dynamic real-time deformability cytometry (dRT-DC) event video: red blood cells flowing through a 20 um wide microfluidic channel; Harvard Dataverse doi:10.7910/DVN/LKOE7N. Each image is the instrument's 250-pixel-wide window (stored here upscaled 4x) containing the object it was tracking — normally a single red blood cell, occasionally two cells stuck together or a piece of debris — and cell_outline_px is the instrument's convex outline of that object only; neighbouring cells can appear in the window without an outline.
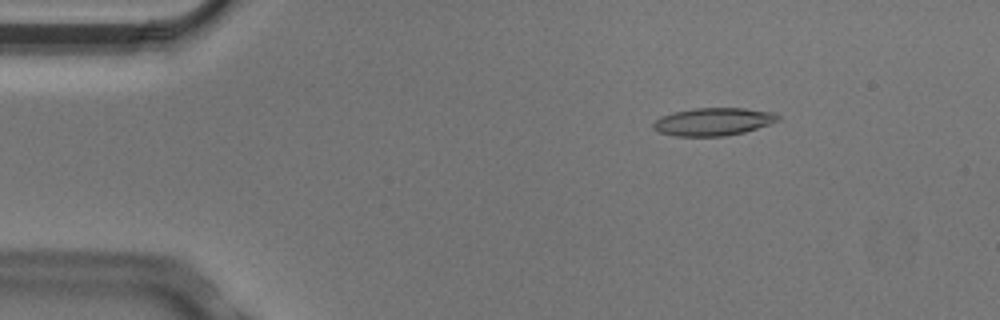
{"species": "Egyptian fruit bat (a non-hibernating species)", "species_latin": "Rousettus aegyptiacus", "temperature_condition": "cold", "stored_images_in_passage": 4, "camera_frame_rate_fps": 3000, "um_per_image_px": 0.085, "animal": {"sex": "male"}, "frame": {"image": 1, "passage_image": 1, "time_ms": 0.0, "image_size_px": [1000, 320], "cell_outline_px": [[780, 120], [744, 132], [724, 136], [676, 136], [660, 132], [652, 128], [652, 124], [660, 116], [672, 112], [692, 108], [744, 108], [776, 112], [780, 116]], "centroid_in_image_um": [60.62, 10.33], "position_along_channel_um": 24.4, "area_um2": 20.29}}
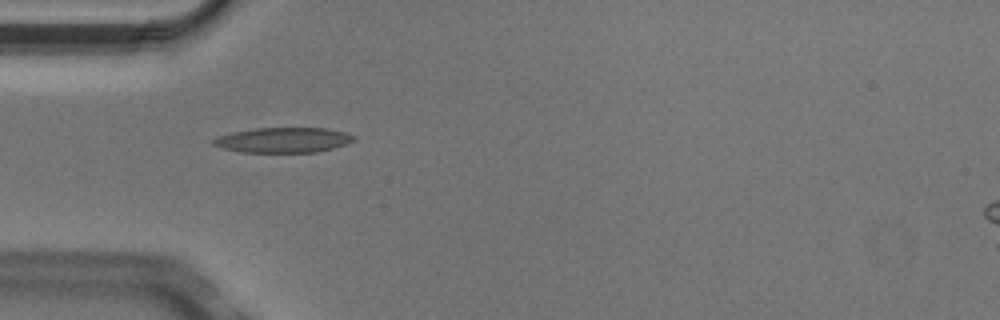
{"frame": {"image": 2, "passage_image": 3, "time_ms": 0.667, "image_size_px": [1000, 320], "cell_outline_px": [[356, 140], [332, 148], [316, 152], [240, 152], [220, 148], [212, 144], [212, 140], [220, 136], [232, 132], [256, 128], [328, 128], [344, 132], [356, 136]], "centroid_in_image_um": [24.07, 11.9], "position_along_channel_um": 60.9, "area_um2": 20.52}}